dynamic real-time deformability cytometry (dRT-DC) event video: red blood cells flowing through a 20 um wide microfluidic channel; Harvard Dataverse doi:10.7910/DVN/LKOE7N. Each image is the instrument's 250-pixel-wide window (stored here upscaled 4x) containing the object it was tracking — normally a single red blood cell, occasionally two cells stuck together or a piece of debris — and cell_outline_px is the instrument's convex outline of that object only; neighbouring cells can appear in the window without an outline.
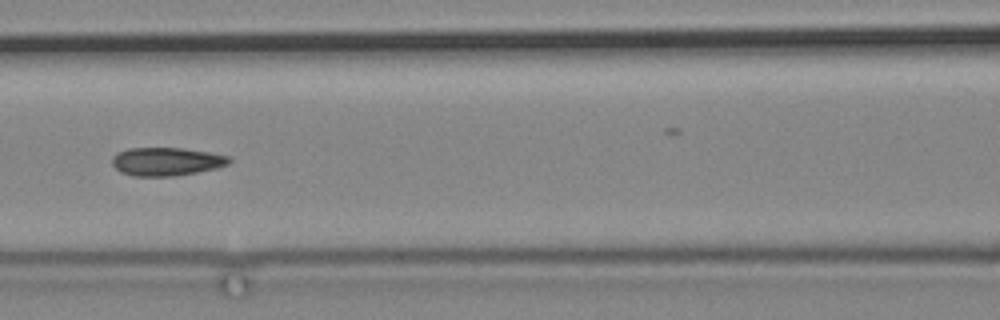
{"species": "common noctule bat (a hibernating species)", "species_latin": "Nyctalus noctula", "temperature_condition": "cold", "stored_images_in_passage": 15, "camera_frame_rate_fps": 3000, "um_per_image_px": 0.085, "animal": {"sex": "male", "body_mass_g": 19.2, "forearm_length_mm": 51.8}, "frame": {"image": 1, "passage_image": 13, "time_ms": 15.333, "image_size_px": [1000, 320], "cell_outline_px": [[232, 160], [228, 164], [216, 168], [196, 172], [172, 176], [132, 176], [120, 172], [112, 164], [112, 156], [116, 152], [128, 148], [184, 148], [208, 152], [228, 156]], "centroid_in_image_um": [14.11, 13.72], "position_along_channel_um": 152.5, "area_um2": 19.31}}
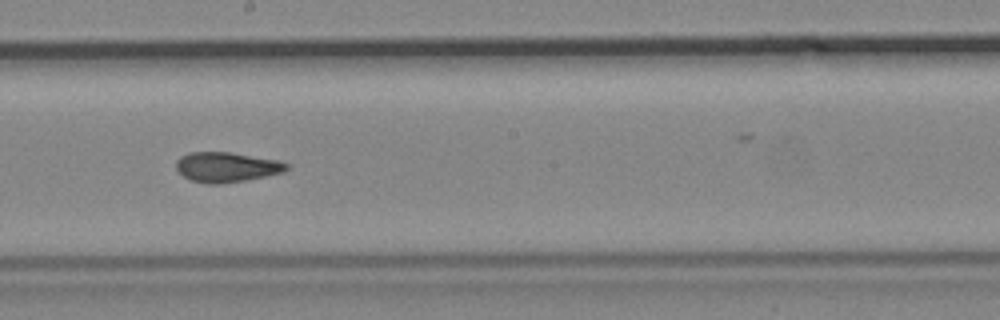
{"frame": {"image": 2, "passage_image": 15, "time_ms": 17.667, "image_size_px": [1000, 320], "cell_outline_px": [[288, 168], [284, 172], [244, 180], [220, 184], [208, 184], [192, 180], [184, 176], [176, 168], [176, 160], [180, 156], [188, 152], [228, 152], [280, 160], [288, 164]], "centroid_in_image_um": [19.25, 14.19], "position_along_channel_um": 229.0, "area_um2": 19.19}}